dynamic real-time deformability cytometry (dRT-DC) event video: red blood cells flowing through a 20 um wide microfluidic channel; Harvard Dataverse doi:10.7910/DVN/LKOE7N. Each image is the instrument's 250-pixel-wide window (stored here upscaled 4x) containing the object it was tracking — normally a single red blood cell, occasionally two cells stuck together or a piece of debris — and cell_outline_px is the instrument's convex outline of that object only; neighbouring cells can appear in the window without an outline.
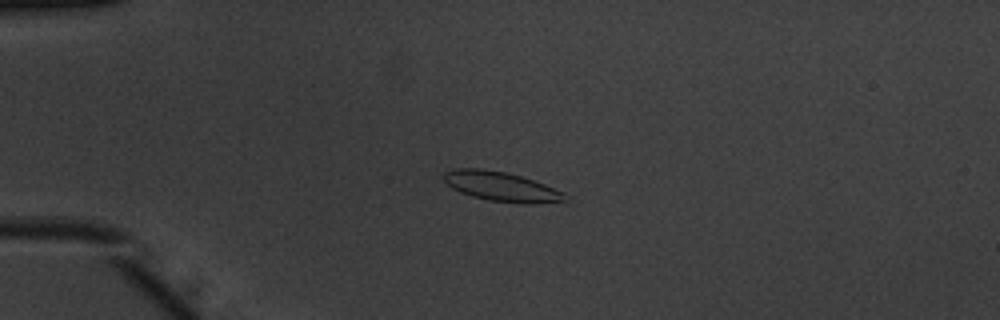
{"species": "common noctule bat (a hibernating species)", "species_latin": "Nyctalus noctula", "temperature_condition": "warm", "stored_images_in_passage": 52, "camera_frame_rate_fps": 3000, "um_per_image_px": 0.085, "animal": {"sex": "male", "body_mass_g": 20.1, "forearm_length_mm": 53.5}, "frame": {"image": 1, "passage_image": 13, "time_ms": 4.0, "image_size_px": [1000, 320], "cell_outline_px": [[568, 196], [564, 200], [536, 204], [524, 204], [488, 200], [472, 196], [460, 192], [452, 188], [440, 176], [444, 172], [456, 168], [480, 168], [508, 172], [544, 184], [564, 192]], "centroid_in_image_um": [42.58, 15.85], "position_along_channel_um": 42.4, "area_um2": 20.92}}
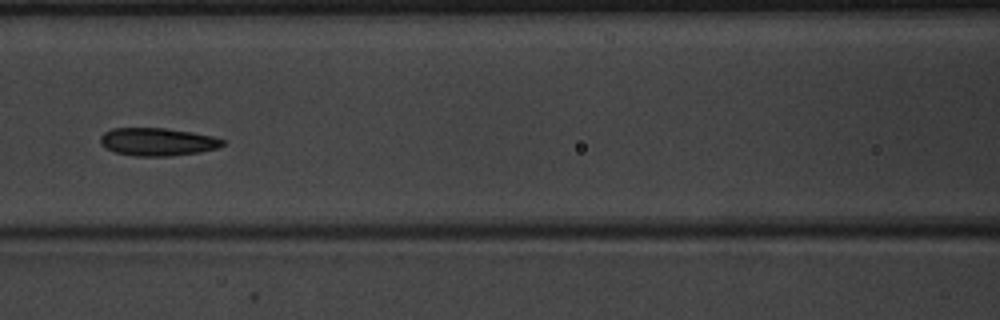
{"frame": {"image": 2, "passage_image": 24, "time_ms": 7.667, "image_size_px": [1000, 320], "cell_outline_px": [[224, 144], [216, 148], [200, 152], [172, 156], [136, 156], [116, 152], [104, 148], [100, 144], [100, 136], [104, 132], [112, 128], [164, 128], [192, 132], [212, 136], [224, 140]], "centroid_in_image_um": [13.35, 12.05], "position_along_channel_um": 153.2, "area_um2": 19.88}}
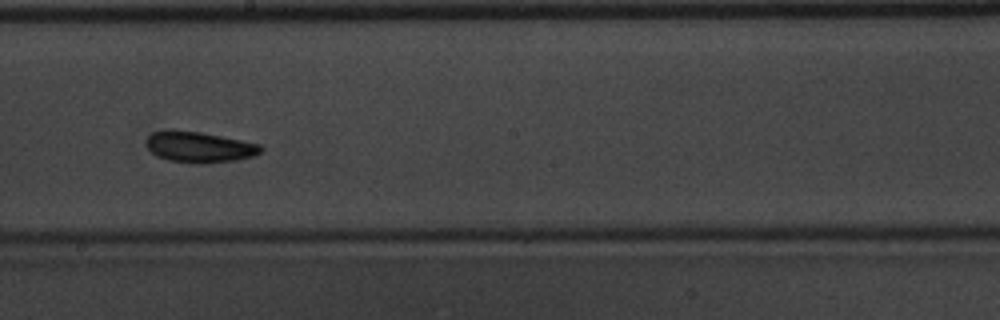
{"frame": {"image": 3, "passage_image": 30, "time_ms": 9.667, "image_size_px": [1000, 320], "cell_outline_px": [[264, 148], [256, 156], [236, 160], [204, 164], [192, 164], [168, 160], [156, 156], [148, 148], [148, 136], [152, 132], [172, 128], [200, 132], [260, 144]], "centroid_in_image_um": [16.94, 12.5], "position_along_channel_um": 231.3, "area_um2": 20.87}, "authors_computed_cell_mechanics": {"area_um2": 19.8832, "velocity_mm_per_s": 3.9137, "shape_relaxation_time_tau1_ms": null, "shape_relaxation_time_tau2_ms": 4.6303, "deformation_change_tau1": null, "deformation_change_tau2": 0.1004}}